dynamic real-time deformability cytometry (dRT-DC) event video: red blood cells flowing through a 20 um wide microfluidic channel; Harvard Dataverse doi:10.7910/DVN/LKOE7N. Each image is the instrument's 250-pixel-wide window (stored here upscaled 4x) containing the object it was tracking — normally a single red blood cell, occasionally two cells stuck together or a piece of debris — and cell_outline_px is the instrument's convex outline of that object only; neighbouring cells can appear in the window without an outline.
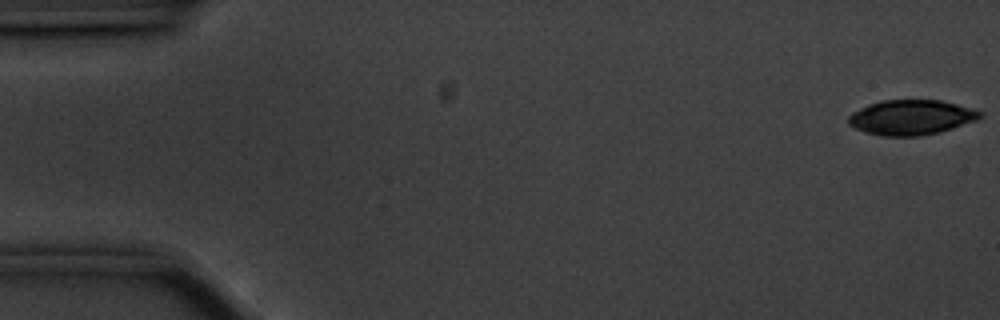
{"species": "common noctule bat (a hibernating species)", "species_latin": "Nyctalus noctula", "temperature_condition": "cold", "stored_images_in_passage": 56, "camera_frame_rate_fps": 3000, "um_per_image_px": 0.085, "animal": {"sex": "male", "body_mass_g": 20.1, "forearm_length_mm": 53.5}, "frame": {"image": 1, "passage_image": 1, "time_ms": 0.0, "image_size_px": [1000, 320], "cell_outline_px": [[984, 116], [976, 120], [940, 132], [920, 136], [884, 136], [864, 132], [848, 124], [848, 116], [852, 112], [868, 104], [880, 100], [940, 100], [956, 104], [980, 112]], "centroid_in_image_um": [77.41, 9.98], "position_along_channel_um": 7.6, "area_um2": 26.7}}
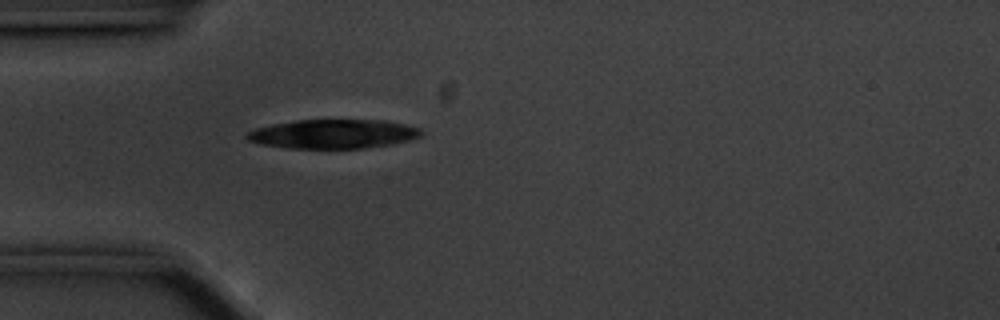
{"frame": {"image": 2, "passage_image": 16, "time_ms": 5.0, "image_size_px": [1000, 320], "cell_outline_px": [[424, 132], [420, 136], [408, 140], [392, 144], [364, 148], [288, 148], [260, 144], [248, 140], [244, 136], [248, 132], [256, 128], [272, 124], [296, 120], [384, 120], [404, 124], [420, 128]], "centroid_in_image_um": [28.32, 11.38], "position_along_channel_um": 56.7, "area_um2": 29.54}}
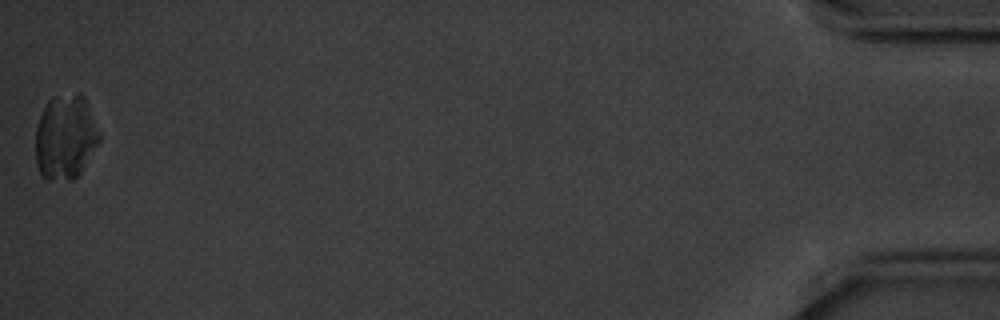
{"frame": {"image": 3, "passage_image": 56, "time_ms": 18.333, "image_size_px": [1000, 320], "cell_outline_px": [[100, 140], [80, 172], [72, 180], [48, 180], [40, 172], [36, 164], [36, 124], [48, 100], [52, 96], [80, 92], [84, 96], [100, 136]], "centroid_in_image_um": [5.53, 11.64], "position_along_channel_um": 429.7, "area_um2": 31.27}}